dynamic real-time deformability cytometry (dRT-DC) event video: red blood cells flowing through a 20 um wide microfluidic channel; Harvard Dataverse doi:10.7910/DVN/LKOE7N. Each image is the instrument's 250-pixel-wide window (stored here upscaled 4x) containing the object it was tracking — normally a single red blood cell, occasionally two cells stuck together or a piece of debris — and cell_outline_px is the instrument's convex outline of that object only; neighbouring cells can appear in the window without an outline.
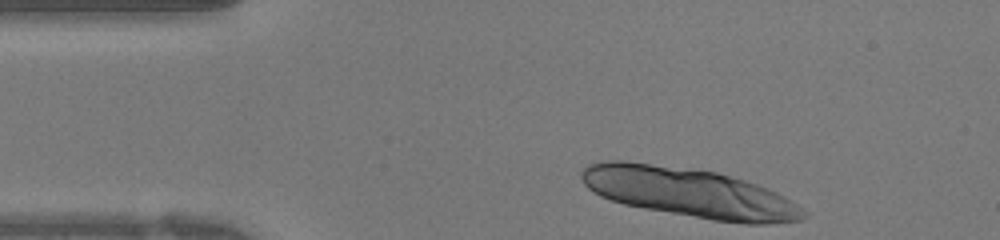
{"species": "human", "species_latin": "Homo sapiens", "temperature_condition": "warm", "stored_images_in_passage": 30, "camera_frame_rate_fps": 3000, "um_per_image_px": 0.085, "donor": {"sex": "female"}, "frame": {"image": 1, "passage_image": 1, "time_ms": 0.0, "image_size_px": [1000, 240], "cell_outline_px": [[808, 216], [800, 220], [768, 224], [748, 224], [712, 220], [644, 208], [624, 204], [600, 196], [588, 188], [584, 184], [580, 176], [580, 172], [588, 164], [600, 160], [620, 160], [716, 172], [744, 180], [768, 188], [784, 196], [804, 208], [808, 212]], "centroid_in_image_um": [58.6, 16.38], "position_along_channel_um": 26.4, "area_um2": 63.87}}
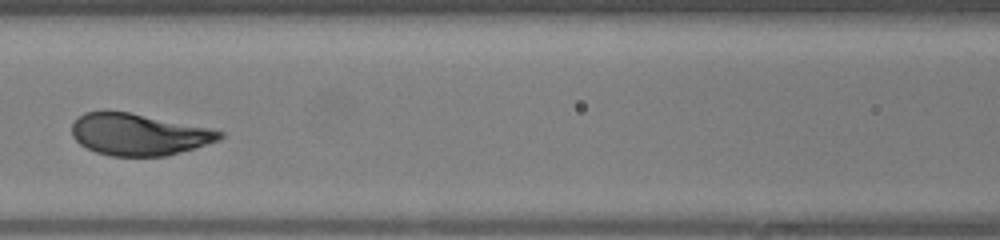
{"frame": {"image": 2, "passage_image": 13, "time_ms": 4.0, "image_size_px": [1000, 240], "cell_outline_px": [[224, 136], [220, 140], [168, 156], [112, 156], [96, 152], [80, 144], [72, 136], [72, 124], [84, 112], [104, 108], [128, 112], [208, 128], [224, 132]], "centroid_in_image_um": [11.75, 11.41], "position_along_channel_um": 154.9, "area_um2": 36.13}}
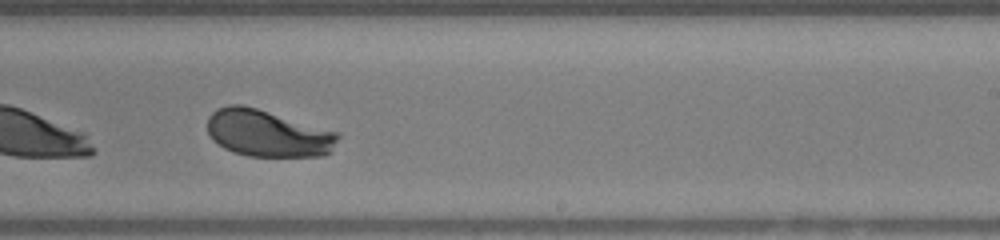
{"frame": {"image": 3, "passage_image": 20, "time_ms": 6.333, "image_size_px": [1000, 240], "cell_outline_px": [[340, 136], [332, 152], [324, 156], [248, 156], [232, 152], [224, 148], [212, 140], [208, 132], [208, 116], [216, 108], [228, 104], [240, 104], [256, 108], [340, 132]], "centroid_in_image_um": [22.77, 11.33], "position_along_channel_um": 266.2, "area_um2": 36.01}}